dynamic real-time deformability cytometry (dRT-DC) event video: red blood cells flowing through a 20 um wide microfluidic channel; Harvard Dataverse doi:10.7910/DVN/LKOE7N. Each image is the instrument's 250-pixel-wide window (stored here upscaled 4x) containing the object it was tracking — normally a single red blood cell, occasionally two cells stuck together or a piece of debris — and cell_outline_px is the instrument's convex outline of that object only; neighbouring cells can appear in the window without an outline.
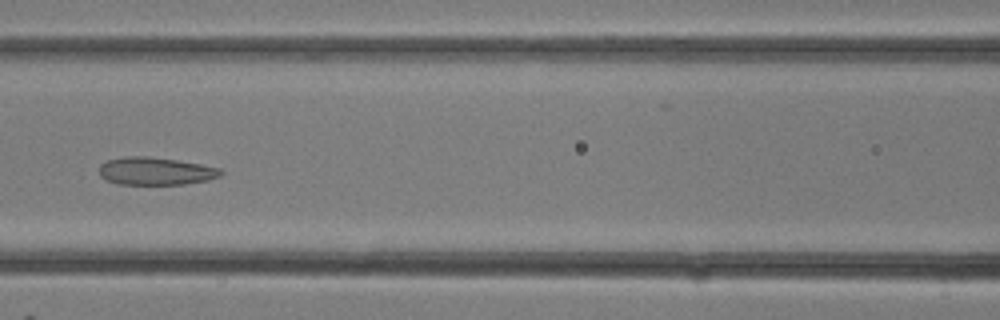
{"species": "common noctule bat (a hibernating species)", "species_latin": "Nyctalus noctula", "temperature_condition": "room temperature", "stored_images_in_passage": 31, "camera_frame_rate_fps": 3000, "um_per_image_px": 0.085, "animal": {"sex": "female"}, "frame": {"image": 1, "passage_image": 14, "time_ms": 4.333, "image_size_px": [1000, 320], "cell_outline_px": [[224, 172], [220, 176], [208, 180], [184, 184], [116, 184], [100, 176], [100, 164], [108, 160], [124, 156], [148, 156], [176, 160], [200, 164], [220, 168]], "centroid_in_image_um": [13.23, 14.54], "position_along_channel_um": 153.4, "area_um2": 19.59}}
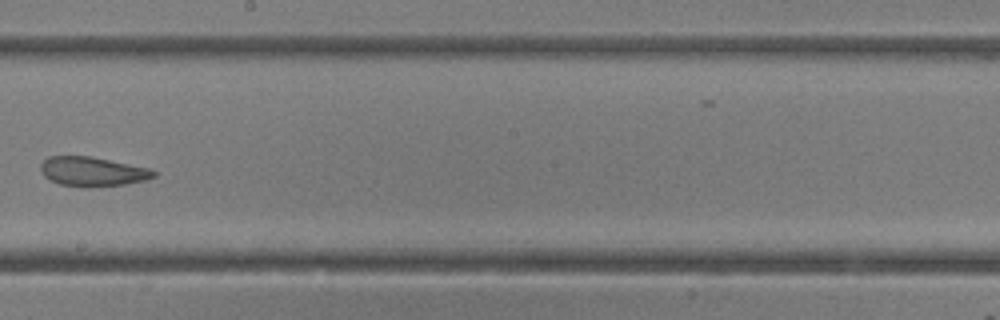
{"frame": {"image": 2, "passage_image": 18, "time_ms": 5.667, "image_size_px": [1000, 320], "cell_outline_px": [[156, 176], [144, 180], [124, 184], [60, 184], [48, 180], [40, 172], [40, 164], [48, 156], [92, 156], [148, 168], [156, 172]], "centroid_in_image_um": [7.81, 14.53], "position_along_channel_um": 240.4, "area_um2": 18.55}}
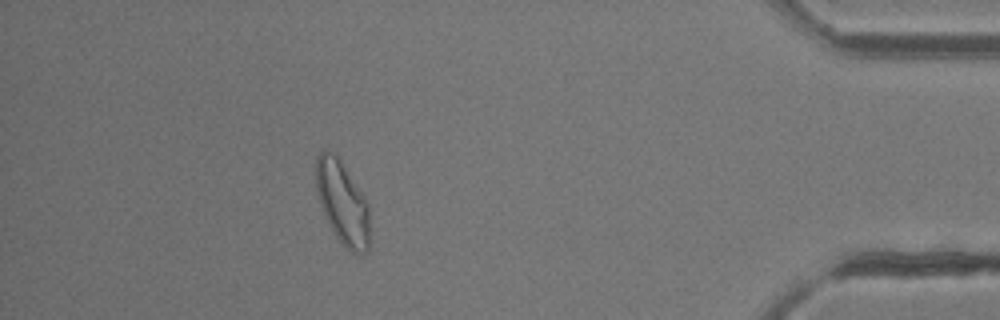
{"frame": {"image": 3, "passage_image": 28, "time_ms": 9.0, "image_size_px": [1000, 320], "cell_outline_px": [[368, 252], [352, 252], [336, 236], [320, 204], [316, 188], [316, 156], [324, 148], [332, 152], [340, 160], [368, 204]], "centroid_in_image_um": [29.08, 17.18], "position_along_channel_um": 406.1, "area_um2": 25.14}}